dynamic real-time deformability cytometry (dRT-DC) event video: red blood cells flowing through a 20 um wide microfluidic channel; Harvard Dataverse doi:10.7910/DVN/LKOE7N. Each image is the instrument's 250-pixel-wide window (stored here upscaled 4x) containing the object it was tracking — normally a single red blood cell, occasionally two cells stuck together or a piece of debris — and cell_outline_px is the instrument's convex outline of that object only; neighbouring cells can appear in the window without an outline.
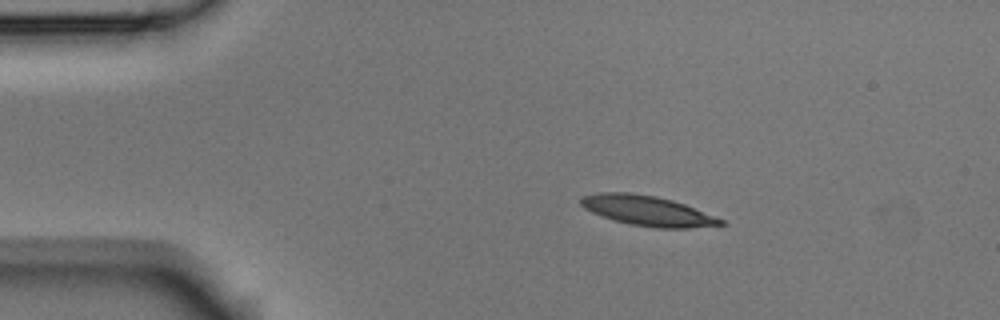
{"species": "Egyptian fruit bat (a non-hibernating species)", "species_latin": "Rousettus aegyptiacus", "temperature_condition": "room temperature", "stored_images_in_passage": 4, "camera_frame_rate_fps": 3000, "um_per_image_px": 0.085, "animal": {"sex": "male"}, "frame": {"image": 1, "passage_image": 2, "time_ms": 0.333, "image_size_px": [1000, 320], "cell_outline_px": [[728, 224], [688, 228], [656, 228], [628, 224], [592, 212], [584, 208], [580, 204], [580, 196], [600, 192], [628, 192], [656, 196], [672, 200], [684, 204], [724, 220]], "centroid_in_image_um": [55.02, 17.91], "position_along_channel_um": 30.0, "area_um2": 24.33}}